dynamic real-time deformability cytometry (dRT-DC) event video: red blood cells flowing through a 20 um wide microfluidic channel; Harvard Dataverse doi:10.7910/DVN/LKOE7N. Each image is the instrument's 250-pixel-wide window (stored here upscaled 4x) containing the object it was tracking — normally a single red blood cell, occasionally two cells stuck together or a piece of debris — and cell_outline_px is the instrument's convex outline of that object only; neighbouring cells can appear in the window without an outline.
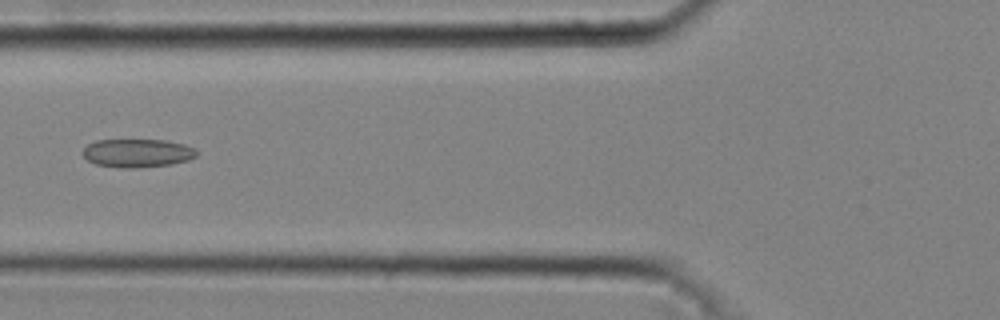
{"species": "common noctule bat (a hibernating species)", "species_latin": "Nyctalus noctula", "temperature_condition": "cold", "stored_images_in_passage": 35, "camera_frame_rate_fps": 3000, "um_per_image_px": 0.085, "animal": {"sex": "male", "body_mass_g": 20.4}, "frame": {"image": 1, "passage_image": 10, "time_ms": 3.0, "image_size_px": [1000, 320], "cell_outline_px": [[200, 152], [196, 156], [188, 160], [172, 164], [132, 168], [120, 168], [96, 164], [88, 160], [80, 152], [88, 144], [96, 140], [168, 140], [184, 144], [196, 148]], "centroid_in_image_um": [11.7, 13.0], "position_along_channel_um": 114.1, "area_um2": 19.02}}
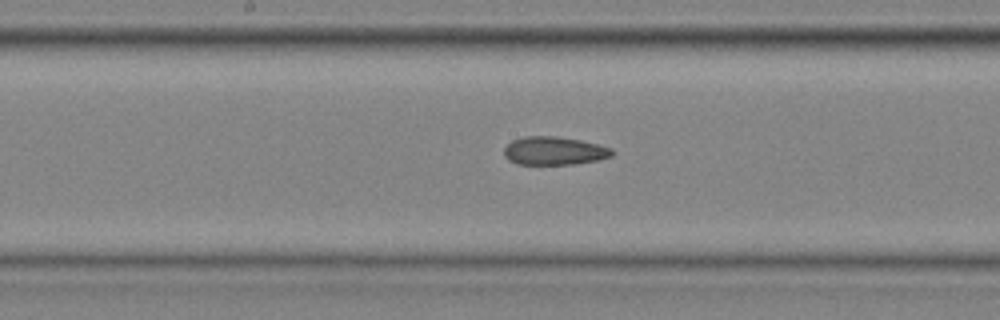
{"frame": {"image": 2, "passage_image": 16, "time_ms": 5.0, "image_size_px": [1000, 320], "cell_outline_px": [[616, 152], [612, 156], [596, 160], [572, 164], [516, 164], [508, 160], [504, 156], [504, 148], [512, 140], [524, 136], [556, 136], [580, 140], [612, 148]], "centroid_in_image_um": [47.09, 12.82], "position_along_channel_um": 201.1, "area_um2": 17.8}}
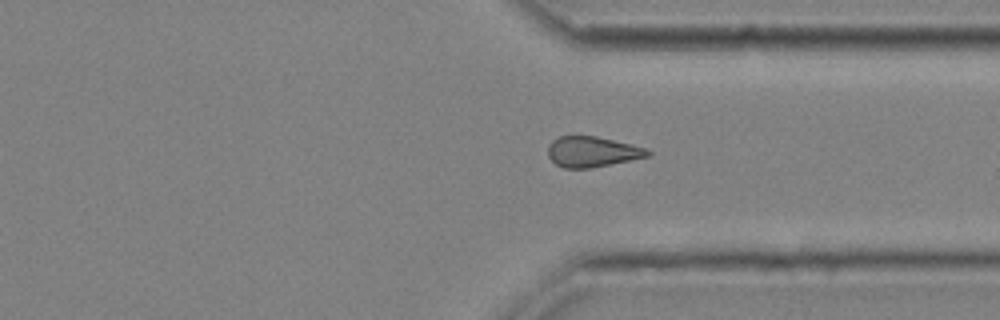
{"frame": {"image": 3, "passage_image": 27, "time_ms": 8.667, "image_size_px": [1000, 320], "cell_outline_px": [[652, 152], [648, 156], [592, 168], [564, 168], [556, 164], [548, 156], [548, 144], [552, 140], [560, 136], [596, 136], [648, 148]], "centroid_in_image_um": [50.33, 12.89], "position_along_channel_um": 361.1, "area_um2": 17.69}, "authors_computed_cell_mechanics": {"area_um2": 17.918, "velocity_mm_per_s": 4.3533, "shape_relaxation_time_tau1_ms": null, "shape_relaxation_time_tau2_ms": 4.1424, "deformation_change_tau1": null, "deformation_change_tau2": 0.12}}